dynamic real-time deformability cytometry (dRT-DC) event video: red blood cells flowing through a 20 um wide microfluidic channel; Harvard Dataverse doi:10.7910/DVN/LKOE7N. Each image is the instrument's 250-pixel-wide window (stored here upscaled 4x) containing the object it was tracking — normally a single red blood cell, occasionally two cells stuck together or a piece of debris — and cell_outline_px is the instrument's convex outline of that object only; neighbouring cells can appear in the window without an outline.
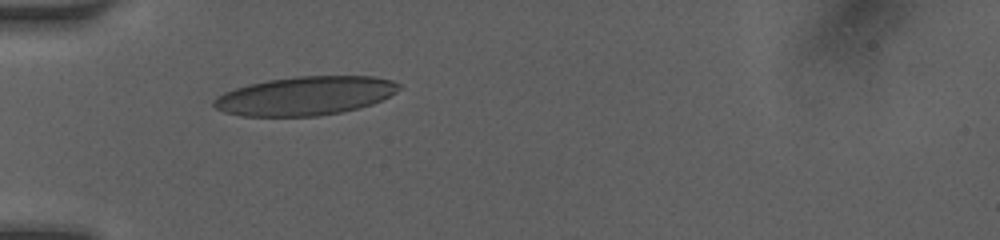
{"species": "human", "species_latin": "Homo sapiens", "temperature_condition": "room temperature", "stored_images_in_passage": 2, "camera_frame_rate_fps": 3000, "um_per_image_px": 0.085, "donor": {"sex": "female"}, "frame": {"image": 1, "passage_image": 1, "time_ms": 0.0, "image_size_px": [1000, 240], "cell_outline_px": [[400, 88], [396, 92], [372, 104], [360, 108], [340, 112], [316, 116], [240, 116], [224, 112], [216, 108], [212, 104], [212, 100], [216, 96], [224, 92], [248, 84], [268, 80], [296, 76], [376, 76], [392, 80], [400, 84]], "centroid_in_image_um": [25.92, 8.14], "position_along_channel_um": 59.1, "area_um2": 41.91}}
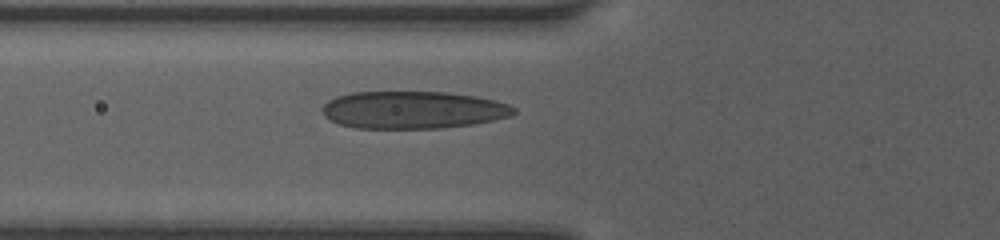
{"frame": {"image": 2, "passage_image": 2, "time_ms": 1.0, "image_size_px": [1000, 240], "cell_outline_px": [[516, 112], [512, 116], [476, 124], [440, 128], [356, 128], [340, 124], [324, 116], [320, 108], [328, 100], [336, 96], [352, 92], [448, 92], [476, 96], [496, 100], [508, 104], [516, 108]], "centroid_in_image_um": [35.12, 9.34], "position_along_channel_um": 90.7, "area_um2": 42.14}}